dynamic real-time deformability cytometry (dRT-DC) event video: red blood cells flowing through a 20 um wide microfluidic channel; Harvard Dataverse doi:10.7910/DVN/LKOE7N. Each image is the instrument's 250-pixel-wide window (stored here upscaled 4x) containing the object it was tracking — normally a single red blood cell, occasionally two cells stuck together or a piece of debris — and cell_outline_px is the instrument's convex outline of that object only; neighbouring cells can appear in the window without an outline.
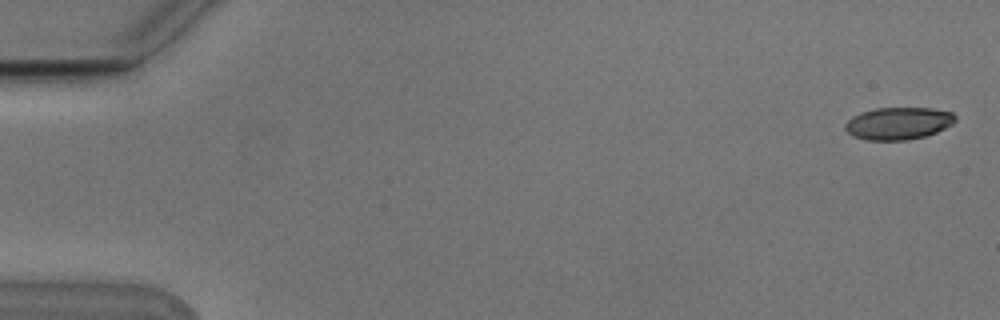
{"species": "Egyptian fruit bat (a non-hibernating species)", "species_latin": "Rousettus aegyptiacus", "temperature_condition": "cold", "stored_images_in_passage": 9, "camera_frame_rate_fps": 3000, "um_per_image_px": 0.085, "animal": {"sex": "male"}, "frame": {"image": 1, "passage_image": 1, "time_ms": 0.0, "image_size_px": [1000, 320], "cell_outline_px": [[956, 120], [952, 124], [936, 132], [924, 136], [908, 140], [868, 140], [852, 136], [844, 128], [844, 124], [852, 116], [860, 112], [876, 108], [932, 108], [952, 112], [956, 116]], "centroid_in_image_um": [76.34, 10.48], "position_along_channel_um": 8.7, "area_um2": 20.81}}
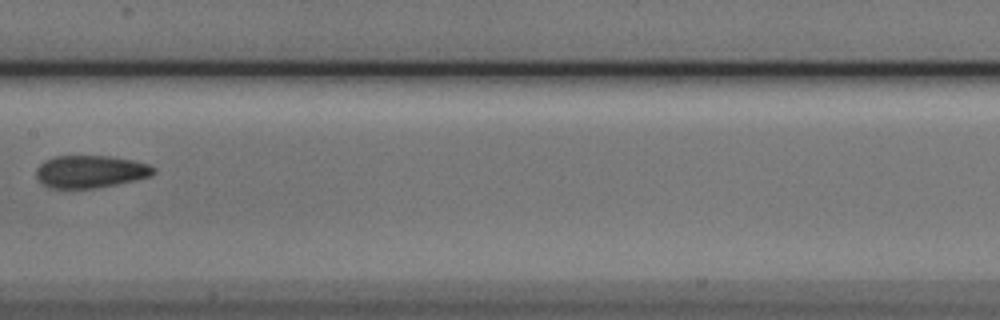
{"frame": {"image": 2, "passage_image": 8, "time_ms": 2.333, "image_size_px": [1000, 320], "cell_outline_px": [[156, 172], [152, 176], [136, 180], [96, 188], [52, 188], [44, 184], [36, 176], [36, 168], [44, 160], [56, 156], [112, 156], [132, 160], [148, 164], [156, 168]], "centroid_in_image_um": [7.72, 14.58], "position_along_channel_um": 199.7, "area_um2": 22.25}}
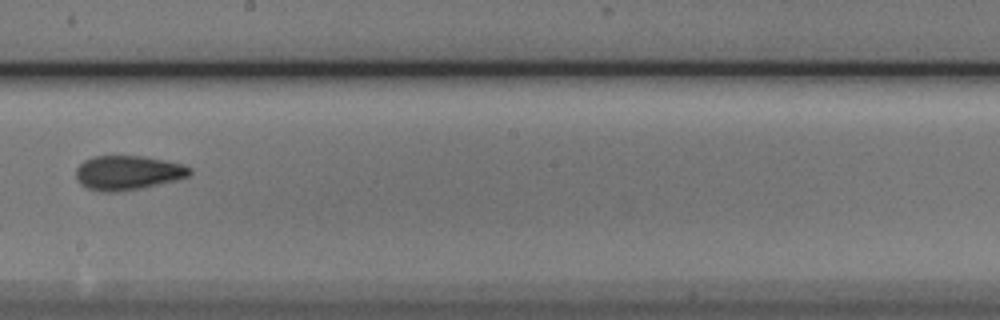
{"frame": {"image": 3, "passage_image": 9, "time_ms": 2.667, "image_size_px": [1000, 320], "cell_outline_px": [[192, 172], [188, 176], [176, 180], [140, 188], [120, 192], [100, 192], [88, 188], [80, 184], [76, 176], [76, 168], [84, 160], [92, 156], [144, 156], [184, 164], [192, 168]], "centroid_in_image_um": [10.86, 14.68], "position_along_channel_um": 237.3, "area_um2": 22.89}}